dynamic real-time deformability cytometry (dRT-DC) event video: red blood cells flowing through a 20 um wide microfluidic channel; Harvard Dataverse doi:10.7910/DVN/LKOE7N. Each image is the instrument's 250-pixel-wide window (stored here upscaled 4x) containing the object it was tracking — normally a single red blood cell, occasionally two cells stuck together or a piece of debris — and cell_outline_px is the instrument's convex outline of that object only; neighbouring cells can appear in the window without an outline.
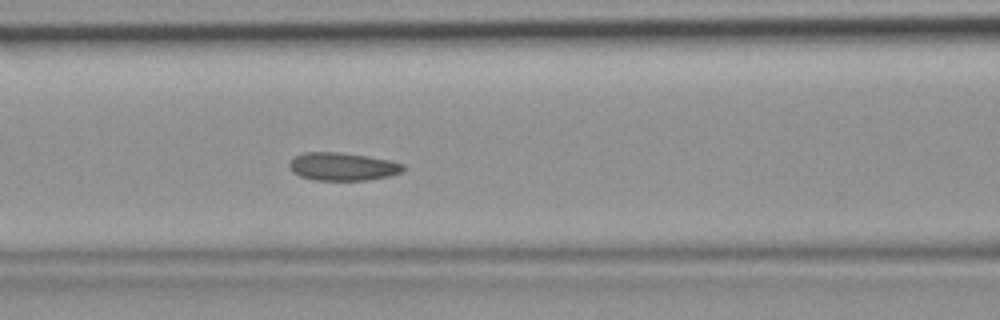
{"species": "common noctule bat (a hibernating species)", "species_latin": "Nyctalus noctula", "temperature_condition": "room temperature", "stored_images_in_passage": 33, "camera_frame_rate_fps": 3000, "um_per_image_px": 0.085, "animal": {"sex": "female", "body_mass_g": 19.9}, "frame": {"image": 1, "passage_image": 7, "time_ms": 2.0, "image_size_px": [1000, 320], "cell_outline_px": [[404, 168], [400, 172], [388, 176], [368, 180], [312, 180], [300, 176], [292, 172], [288, 164], [296, 156], [304, 152], [340, 152], [368, 156], [392, 160], [404, 164]], "centroid_in_image_um": [29.12, 14.15], "position_along_channel_um": 137.5, "area_um2": 18.61}}
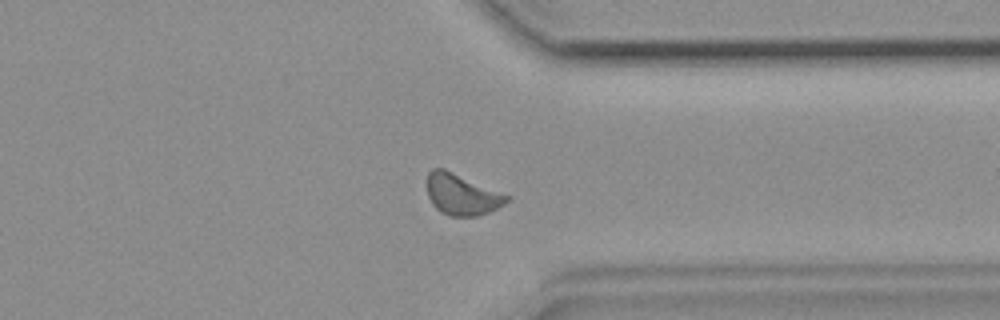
{"frame": {"image": 2, "passage_image": 23, "time_ms": 7.333, "image_size_px": [1000, 320], "cell_outline_px": [[512, 196], [504, 204], [488, 212], [476, 216], [448, 216], [436, 208], [432, 204], [428, 196], [428, 172], [432, 168], [444, 168]], "centroid_in_image_um": [39.26, 16.52], "position_along_channel_um": 372.1, "area_um2": 19.07}}
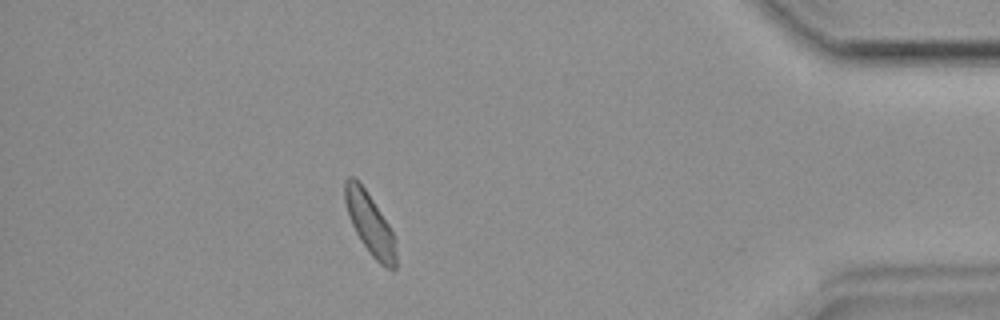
{"frame": {"image": 3, "passage_image": 28, "time_ms": 9.0, "image_size_px": [1000, 320], "cell_outline_px": [[396, 268], [392, 272], [380, 264], [372, 256], [360, 240], [348, 216], [344, 200], [344, 180], [348, 176], [352, 176], [364, 188], [388, 224], [392, 232], [396, 252]], "centroid_in_image_um": [31.42, 19.05], "position_along_channel_um": 403.8, "area_um2": 18.03}}